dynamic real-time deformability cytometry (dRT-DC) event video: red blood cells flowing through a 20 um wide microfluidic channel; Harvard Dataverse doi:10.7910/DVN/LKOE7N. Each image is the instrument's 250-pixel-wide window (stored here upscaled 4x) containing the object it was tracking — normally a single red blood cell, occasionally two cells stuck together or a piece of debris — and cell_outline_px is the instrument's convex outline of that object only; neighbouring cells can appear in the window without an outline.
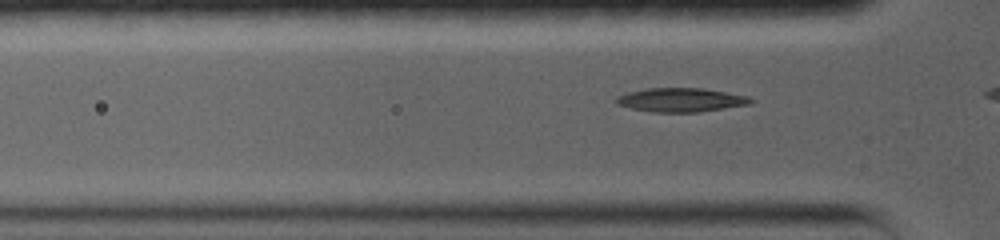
{"species": "common noctule bat (a hibernating species)", "species_latin": "Nyctalus noctula", "temperature_condition": "warm", "stored_images_in_passage": 10, "camera_frame_rate_fps": 5000, "um_per_image_px": 0.085, "animal": {"sex": "female", "body_mass_g": 19.0, "forearm_length_mm": 56.7}, "frame": {"image": 1, "passage_image": 4, "time_ms": 1.0, "image_size_px": [1000, 240], "cell_outline_px": [[756, 100], [752, 104], [696, 112], [652, 112], [632, 108], [616, 104], [616, 96], [628, 92], [648, 88], [704, 88], [748, 96]], "centroid_in_image_um": [57.91, 8.49], "position_along_channel_um": 67.9, "area_um2": 18.73}}
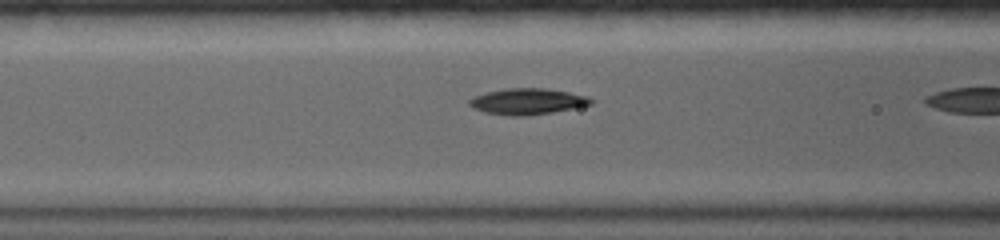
{"frame": {"image": 2, "passage_image": 9, "time_ms": 2.4, "image_size_px": [1000, 240], "cell_outline_px": [[592, 104], [552, 112], [528, 116], [508, 116], [484, 112], [472, 108], [468, 104], [468, 100], [472, 96], [504, 88], [544, 88], [568, 92], [588, 96], [592, 100]], "centroid_in_image_um": [44.77, 8.62], "position_along_channel_um": 121.8, "area_um2": 18.55}}